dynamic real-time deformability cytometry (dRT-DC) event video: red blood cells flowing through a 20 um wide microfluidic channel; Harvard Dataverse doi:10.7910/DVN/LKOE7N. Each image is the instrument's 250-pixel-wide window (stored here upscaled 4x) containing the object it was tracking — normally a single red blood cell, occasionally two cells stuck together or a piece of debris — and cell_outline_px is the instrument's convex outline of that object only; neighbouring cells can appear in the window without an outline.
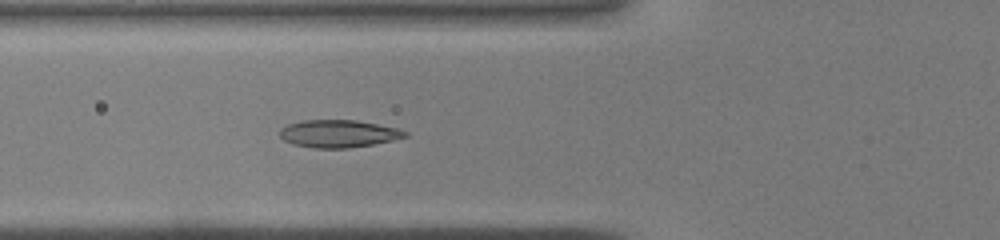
{"species": "common noctule bat (a hibernating species)", "species_latin": "Nyctalus noctula", "temperature_condition": "warm", "stored_images_in_passage": 36, "segment_of_instrument_passage": [1, 2], "camera_frame_rate_fps": 3000, "um_per_image_px": 0.085, "animal": {"sex": "male", "body_mass_g": 19.0, "forearm_length_mm": 50.8}, "frame": {"image": 1, "passage_image": 8, "time_ms": 2.333, "image_size_px": [1000, 240], "cell_outline_px": [[408, 136], [392, 140], [372, 144], [348, 148], [312, 148], [292, 144], [284, 140], [280, 136], [280, 128], [288, 124], [304, 120], [356, 120], [400, 128], [408, 132]], "centroid_in_image_um": [28.78, 11.36], "position_along_channel_um": 97.0, "area_um2": 20.17}}
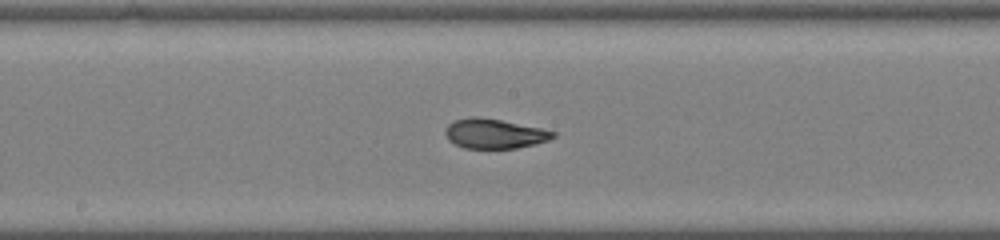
{"frame": {"image": 2, "passage_image": 15, "time_ms": 4.667, "image_size_px": [1000, 240], "cell_outline_px": [[556, 136], [548, 140], [536, 144], [516, 148], [464, 148], [448, 140], [444, 132], [444, 128], [452, 120], [472, 116], [480, 116], [540, 128], [556, 132]], "centroid_in_image_um": [41.98, 11.35], "position_along_channel_um": 206.2, "area_um2": 18.73}}
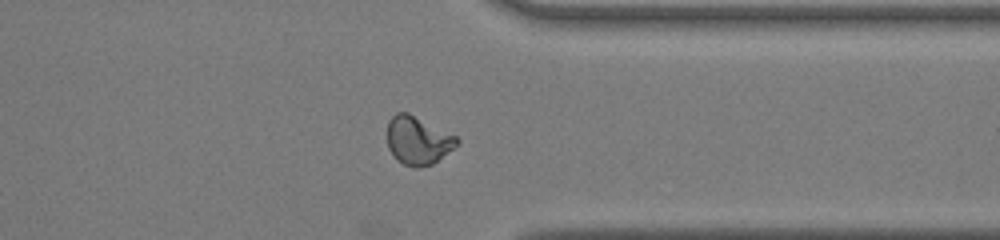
{"frame": {"image": 3, "passage_image": 26, "time_ms": 8.333, "image_size_px": [1000, 240], "cell_outline_px": [[460, 144], [432, 164], [420, 168], [412, 168], [396, 160], [388, 148], [388, 120], [396, 112], [408, 112], [456, 136], [460, 140]], "centroid_in_image_um": [35.52, 11.95], "position_along_channel_um": 375.9, "area_um2": 19.71}}